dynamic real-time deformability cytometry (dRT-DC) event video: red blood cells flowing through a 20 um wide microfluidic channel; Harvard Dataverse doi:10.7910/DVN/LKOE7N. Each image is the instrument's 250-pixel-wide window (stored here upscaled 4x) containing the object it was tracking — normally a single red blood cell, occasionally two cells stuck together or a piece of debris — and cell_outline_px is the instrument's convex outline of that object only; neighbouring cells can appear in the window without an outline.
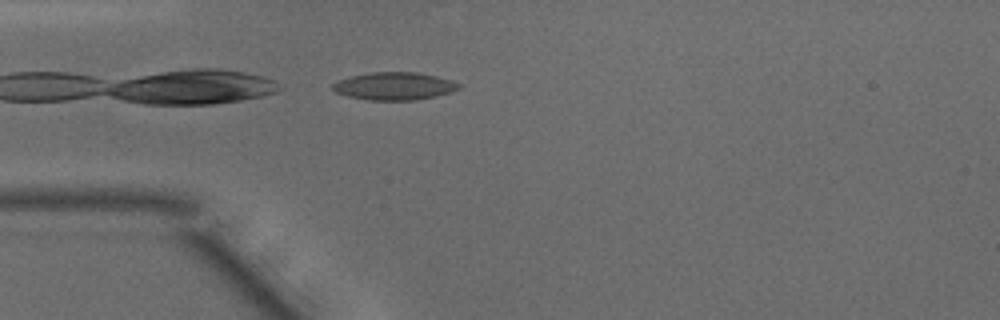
{"species": "common noctule bat (a hibernating species)", "species_latin": "Nyctalus noctula", "temperature_condition": "warm", "stored_images_in_passage": 36, "camera_frame_rate_fps": 3000, "um_per_image_px": 0.085, "animal": {"sex": "male", "body_mass_g": 15.6}, "frame": {"image": 1, "passage_image": 1, "time_ms": 0.0, "image_size_px": [1000, 320], "cell_outline_px": [[460, 88], [452, 92], [436, 96], [416, 100], [368, 100], [348, 96], [336, 92], [332, 88], [332, 84], [340, 80], [352, 76], [372, 72], [416, 72], [436, 76], [452, 80], [460, 84]], "centroid_in_image_um": [33.55, 7.32], "position_along_channel_um": 51.5, "area_um2": 20.29}}
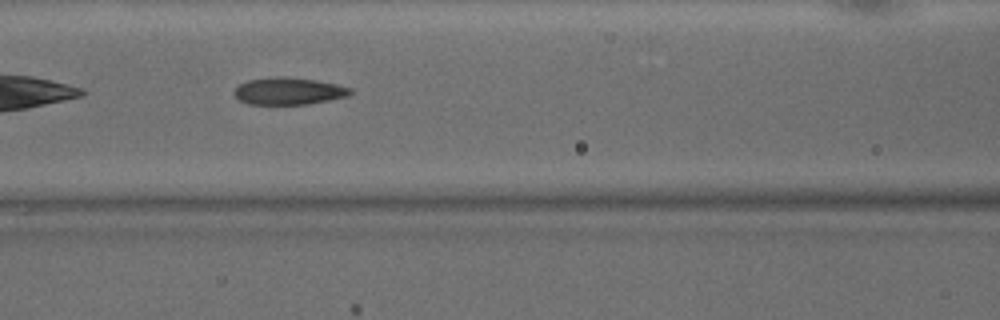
{"frame": {"image": 2, "passage_image": 8, "time_ms": 2.333, "image_size_px": [1000, 320], "cell_outline_px": [[352, 92], [348, 96], [308, 104], [248, 104], [240, 100], [232, 92], [240, 84], [248, 80], [276, 76], [284, 76], [316, 80], [336, 84], [352, 88]], "centroid_in_image_um": [24.53, 7.73], "position_along_channel_um": 142.1, "area_um2": 18.32}}
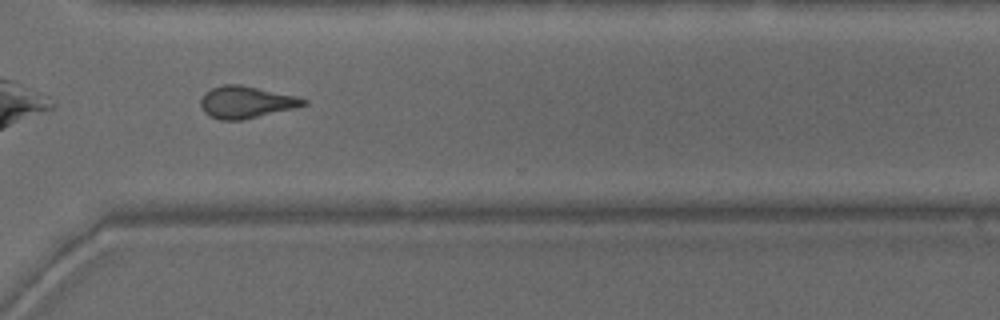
{"frame": {"image": 3, "passage_image": 23, "time_ms": 7.333, "image_size_px": [1000, 320], "cell_outline_px": [[308, 104], [296, 108], [240, 120], [220, 120], [208, 116], [204, 112], [200, 104], [200, 100], [204, 92], [212, 88], [224, 84], [240, 84], [296, 96], [308, 100]], "centroid_in_image_um": [20.9, 8.68], "position_along_channel_um": 349.7, "area_um2": 19.25}, "authors_computed_cell_mechanics": {"area_um2": 19.2763, "velocity_mm_per_s": 4.1571, "shape_relaxation_time_tau1_ms": null, "shape_relaxation_time_tau2_ms": 2.6504, "deformation_change_tau1": null, "deformation_change_tau2": 0.1065}}